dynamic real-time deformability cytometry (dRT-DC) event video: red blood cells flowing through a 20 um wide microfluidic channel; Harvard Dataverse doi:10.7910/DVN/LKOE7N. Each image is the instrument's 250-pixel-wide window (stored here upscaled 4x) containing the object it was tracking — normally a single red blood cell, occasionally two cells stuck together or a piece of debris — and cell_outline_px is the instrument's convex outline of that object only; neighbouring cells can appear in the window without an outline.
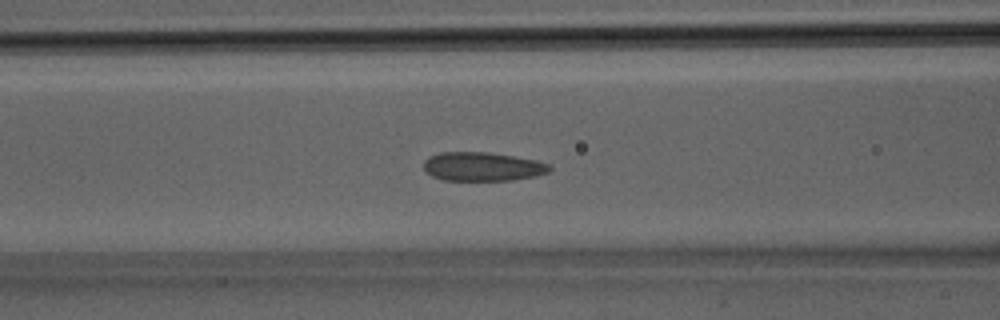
{"species": "Egyptian fruit bat (a non-hibernating species)", "species_latin": "Rousettus aegyptiacus", "temperature_condition": "room temperature", "stored_images_in_passage": 31, "camera_frame_rate_fps": 3000, "um_per_image_px": 0.085, "animal": {"sex": "male"}, "frame": {"image": 1, "passage_image": 12, "time_ms": 3.667, "image_size_px": [1000, 320], "cell_outline_px": [[552, 168], [548, 172], [536, 176], [512, 180], [444, 180], [432, 176], [424, 168], [424, 160], [428, 156], [440, 152], [488, 152], [536, 160], [548, 164]], "centroid_in_image_um": [41.0, 14.15], "position_along_channel_um": 125.6, "area_um2": 21.1}}
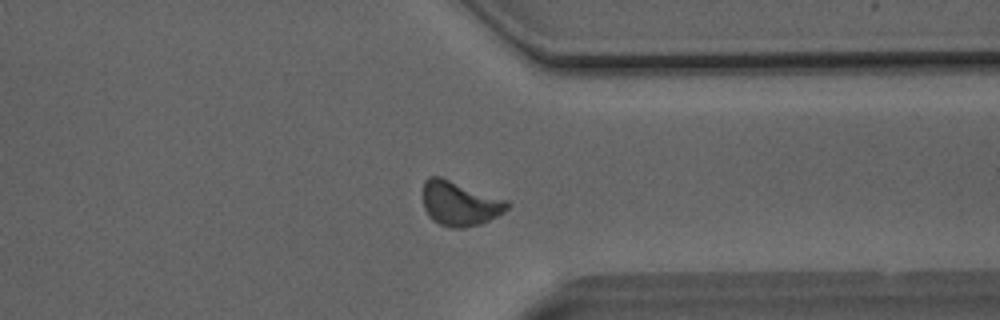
{"frame": {"image": 2, "passage_image": 24, "time_ms": 7.667, "image_size_px": [1000, 320], "cell_outline_px": [[512, 204], [504, 212], [480, 224], [464, 228], [452, 228], [440, 224], [432, 220], [428, 216], [424, 208], [424, 180], [428, 176], [440, 176], [508, 200]], "centroid_in_image_um": [39.09, 17.29], "position_along_channel_um": 372.3, "area_um2": 21.96}}
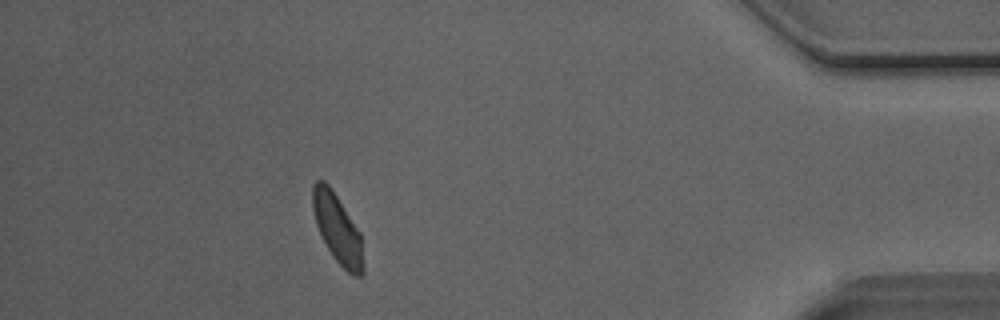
{"frame": {"image": 3, "passage_image": 28, "time_ms": 9.0, "image_size_px": [1000, 320], "cell_outline_px": [[364, 276], [352, 276], [336, 260], [328, 248], [316, 224], [312, 208], [312, 184], [316, 180], [324, 180], [328, 184], [360, 232], [364, 264]], "centroid_in_image_um": [28.69, 19.45], "position_along_channel_um": 406.5, "area_um2": 20.11}}